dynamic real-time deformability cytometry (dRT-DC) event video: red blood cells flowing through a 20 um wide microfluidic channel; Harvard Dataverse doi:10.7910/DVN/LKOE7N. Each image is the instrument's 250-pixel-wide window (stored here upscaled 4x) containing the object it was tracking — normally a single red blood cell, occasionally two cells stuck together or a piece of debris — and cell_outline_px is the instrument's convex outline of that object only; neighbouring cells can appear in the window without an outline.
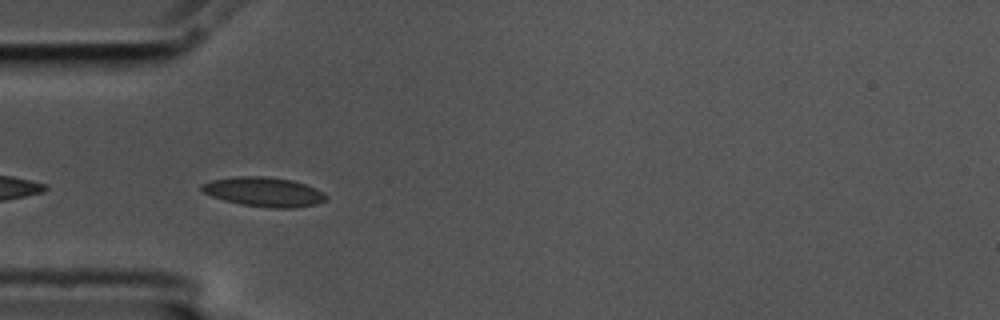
{"species": "common noctule bat (a hibernating species)", "species_latin": "Nyctalus noctula", "temperature_condition": "cold", "stored_images_in_passage": 11, "camera_frame_rate_fps": 3000, "um_per_image_px": 0.085, "animal": {"sex": "male", "body_mass_g": 17.5, "forearm_length_mm": 52.3}, "frame": {"image": 1, "passage_image": 2, "time_ms": 0.333, "image_size_px": [1000, 320], "cell_outline_px": [[328, 200], [316, 204], [296, 208], [268, 208], [240, 204], [224, 200], [212, 196], [204, 192], [200, 188], [200, 184], [212, 180], [232, 176], [268, 176], [292, 180], [316, 188], [324, 192], [328, 196]], "centroid_in_image_um": [22.45, 16.31], "position_along_channel_um": 62.5, "area_um2": 21.62}}